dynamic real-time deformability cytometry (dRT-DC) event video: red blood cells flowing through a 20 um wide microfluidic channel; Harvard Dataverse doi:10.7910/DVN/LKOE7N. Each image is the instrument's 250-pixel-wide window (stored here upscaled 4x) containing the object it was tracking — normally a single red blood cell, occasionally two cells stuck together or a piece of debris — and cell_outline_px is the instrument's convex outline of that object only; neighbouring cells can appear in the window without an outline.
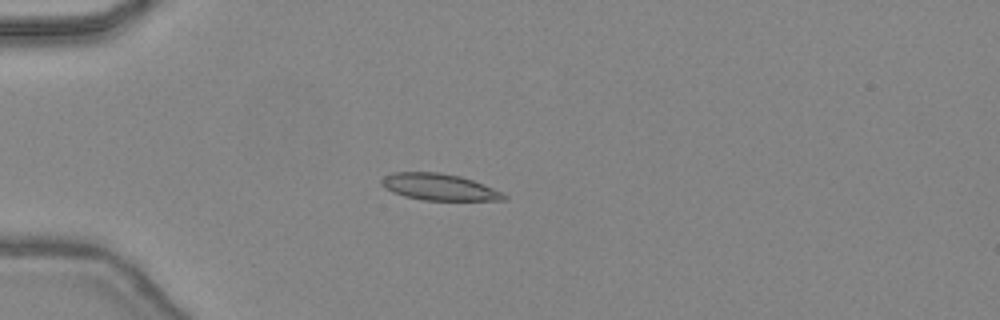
{"species": "common noctule bat (a hibernating species)", "species_latin": "Nyctalus noctula", "temperature_condition": "warm", "stored_images_in_passage": 47, "camera_frame_rate_fps": 3000, "um_per_image_px": 0.085, "animal": {"sex": "female", "body_mass_g": 24.6, "forearm_length_mm": 56.2}, "frame": {"image": 1, "passage_image": 14, "time_ms": 4.333, "image_size_px": [1000, 320], "cell_outline_px": [[508, 200], [424, 200], [404, 196], [392, 192], [384, 188], [380, 184], [380, 180], [384, 176], [392, 172], [440, 172], [460, 176], [472, 180], [504, 192], [508, 196]], "centroid_in_image_um": [37.32, 15.89], "position_along_channel_um": 47.7, "area_um2": 19.13}}
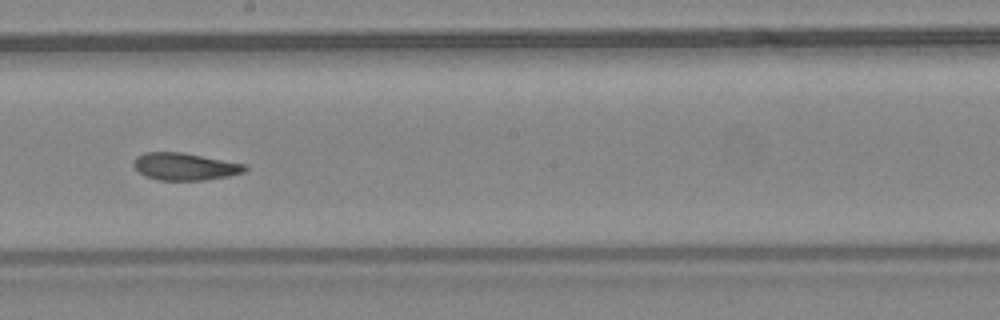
{"frame": {"image": 2, "passage_image": 28, "time_ms": 9.0, "image_size_px": [1000, 320], "cell_outline_px": [[248, 168], [244, 172], [228, 176], [204, 180], [156, 180], [144, 176], [132, 164], [132, 160], [136, 156], [144, 152], [184, 152], [248, 164]], "centroid_in_image_um": [15.72, 14.14], "position_along_channel_um": 232.5, "area_um2": 18.03}}
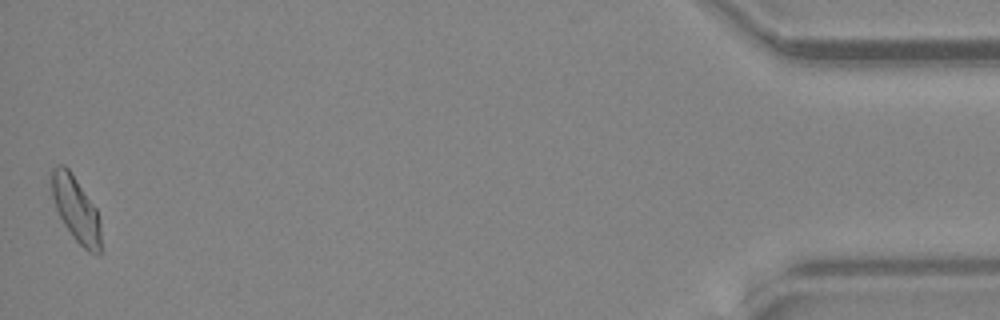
{"frame": {"image": 3, "passage_image": 47, "time_ms": 15.333, "image_size_px": [1000, 320], "cell_outline_px": [[100, 256], [96, 256], [88, 252], [72, 236], [64, 224], [56, 208], [52, 196], [52, 168], [56, 164], [64, 164], [68, 168], [96, 208], [100, 224]], "centroid_in_image_um": [6.46, 17.8], "position_along_channel_um": 428.7, "area_um2": 18.55}, "authors_computed_cell_mechanics": {"area_um2": 18.207, "velocity_mm_per_s": 4.483, "shape_relaxation_time_tau1_ms": 9.1242, "shape_relaxation_time_tau2_ms": 2.4777, "deformation_change_tau1": 0.2274, "deformation_change_tau2": 0.0852}}